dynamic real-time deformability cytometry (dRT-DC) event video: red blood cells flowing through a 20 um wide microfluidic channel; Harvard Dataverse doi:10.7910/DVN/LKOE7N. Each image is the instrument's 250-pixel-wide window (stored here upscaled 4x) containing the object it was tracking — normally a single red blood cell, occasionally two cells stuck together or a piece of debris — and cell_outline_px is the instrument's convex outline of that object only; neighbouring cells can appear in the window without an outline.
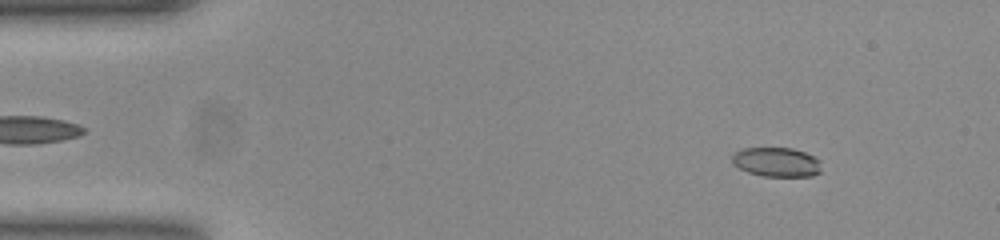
{"species": "common noctule bat (a hibernating species)", "species_latin": "Nyctalus noctula", "temperature_condition": "room temperature", "stored_images_in_passage": 53, "camera_frame_rate_fps": 3000, "um_per_image_px": 0.085, "animal": {"sex": "female", "body_mass_g": 23.0, "forearm_length_mm": 53.4}, "frame": {"image": 1, "passage_image": 6, "time_ms": 1.667, "image_size_px": [1000, 240], "cell_outline_px": [[820, 172], [812, 176], [764, 176], [748, 172], [732, 164], [732, 152], [744, 148], [792, 148], [804, 152], [820, 160]], "centroid_in_image_um": [65.98, 13.77], "position_along_channel_um": 19.0, "area_um2": 15.26}}
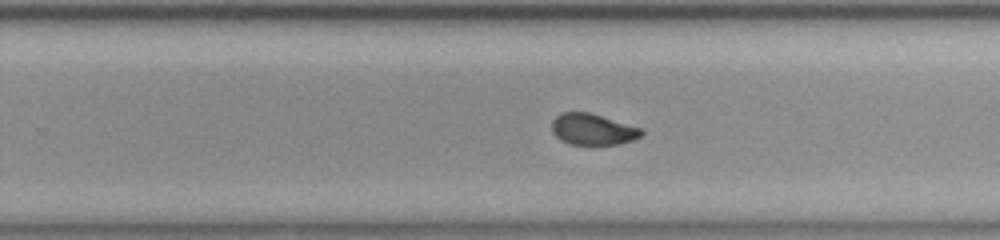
{"frame": {"image": 2, "passage_image": 33, "time_ms": 10.667, "image_size_px": [1000, 240], "cell_outline_px": [[644, 132], [640, 136], [632, 140], [620, 144], [572, 144], [560, 140], [552, 132], [552, 120], [556, 116], [564, 112], [588, 112], [640, 128]], "centroid_in_image_um": [50.35, 10.99], "position_along_channel_um": 279.5, "area_um2": 16.01}}
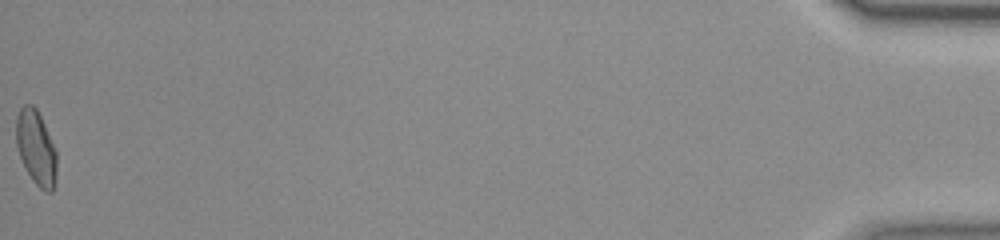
{"frame": {"image": 3, "passage_image": 53, "time_ms": 17.333, "image_size_px": [1000, 240], "cell_outline_px": [[56, 176], [52, 192], [48, 192], [40, 188], [32, 180], [20, 156], [16, 144], [16, 116], [20, 108], [24, 104], [32, 104], [36, 108], [44, 124], [56, 152]], "centroid_in_image_um": [3.05, 12.54], "position_along_channel_um": 432.1, "area_um2": 17.34}, "authors_computed_cell_mechanics": {"area_um2": 16.8776, "velocity_mm_per_s": 3.8734, "shape_relaxation_time_tau1_ms": 4.6677, "shape_relaxation_time_tau2_ms": 1.1161, "deformation_change_tau1": 0.1621, "deformation_change_tau2": 0.0548}}